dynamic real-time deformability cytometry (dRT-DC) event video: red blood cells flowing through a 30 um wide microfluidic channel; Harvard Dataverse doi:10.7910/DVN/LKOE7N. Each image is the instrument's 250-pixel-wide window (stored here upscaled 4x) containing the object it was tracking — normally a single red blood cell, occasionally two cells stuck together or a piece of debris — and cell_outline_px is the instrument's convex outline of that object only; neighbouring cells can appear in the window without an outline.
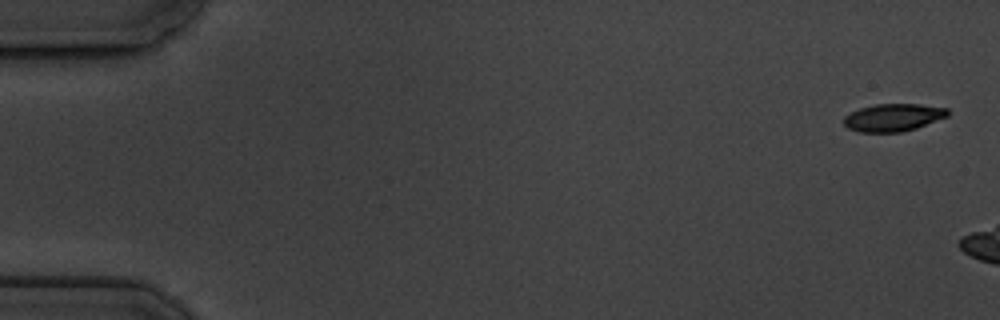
{"species": "common noctule bat (a hibernating species)", "species_latin": "Nyctalus noctula", "temperature_condition": "cold", "stored_images_in_passage": 4, "camera_frame_rate_fps": 3000, "um_per_image_px": 0.085, "animal": {"sex": "male", "body_mass_g": 19.5, "forearm_length_mm": 54.6}, "frame": {"image": 1, "passage_image": 1, "time_ms": 0.0, "image_size_px": [1000, 320], "cell_outline_px": [[948, 116], [916, 128], [900, 132], [860, 132], [848, 128], [844, 124], [844, 116], [860, 108], [876, 104], [920, 104], [948, 108]], "centroid_in_image_um": [75.92, 9.98], "position_along_channel_um": 9.1, "area_um2": 16.59}}